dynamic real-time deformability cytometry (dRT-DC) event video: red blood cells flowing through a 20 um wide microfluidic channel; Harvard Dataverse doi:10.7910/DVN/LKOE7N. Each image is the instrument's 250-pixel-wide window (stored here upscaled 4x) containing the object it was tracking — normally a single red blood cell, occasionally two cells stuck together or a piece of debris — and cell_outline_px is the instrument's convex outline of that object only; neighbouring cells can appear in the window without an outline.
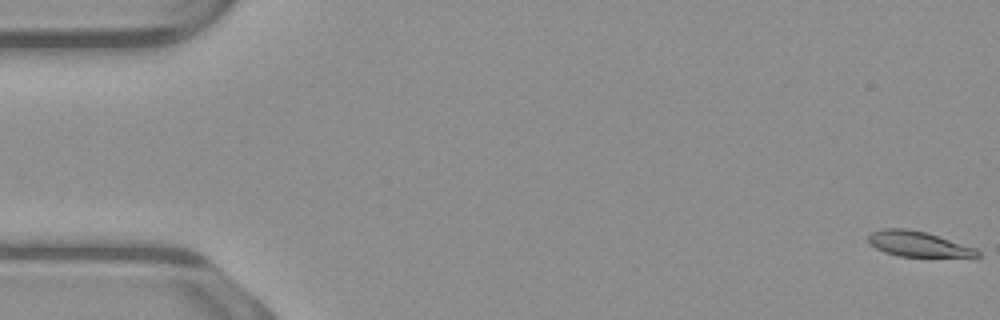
{"species": "common noctule bat (a hibernating species)", "species_latin": "Nyctalus noctula", "temperature_condition": "warm", "stored_images_in_passage": 54, "camera_frame_rate_fps": 3000, "um_per_image_px": 0.085, "animal": {"sex": "male", "body_mass_g": 23.1, "forearm_length_mm": 52.7}, "frame": {"image": 1, "passage_image": 1, "time_ms": 0.0, "image_size_px": [1000, 320], "cell_outline_px": [[980, 256], [976, 260], [972, 260], [900, 256], [884, 252], [868, 244], [868, 236], [872, 232], [884, 228], [904, 228], [924, 232], [976, 248], [980, 252]], "centroid_in_image_um": [78.19, 20.81], "position_along_channel_um": 6.8, "area_um2": 16.94}}
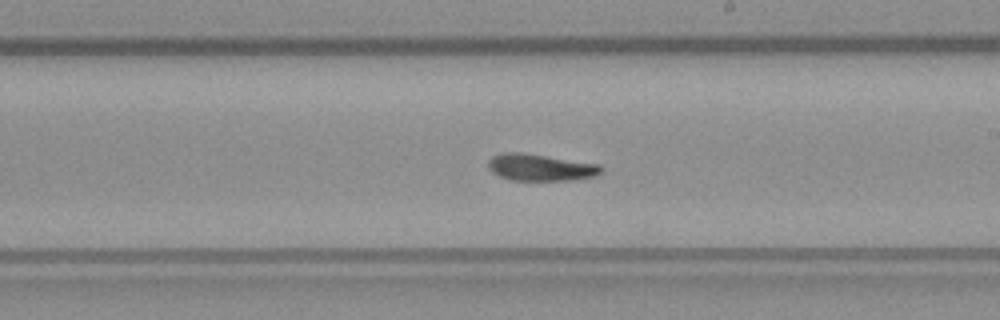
{"frame": {"image": 2, "passage_image": 31, "time_ms": 10.0, "image_size_px": [1000, 320], "cell_outline_px": [[604, 168], [596, 176], [572, 180], [508, 180], [492, 172], [488, 168], [488, 160], [492, 156], [504, 152], [524, 152], [600, 164]], "centroid_in_image_um": [45.93, 14.22], "position_along_channel_um": 243.1, "area_um2": 17.86}}
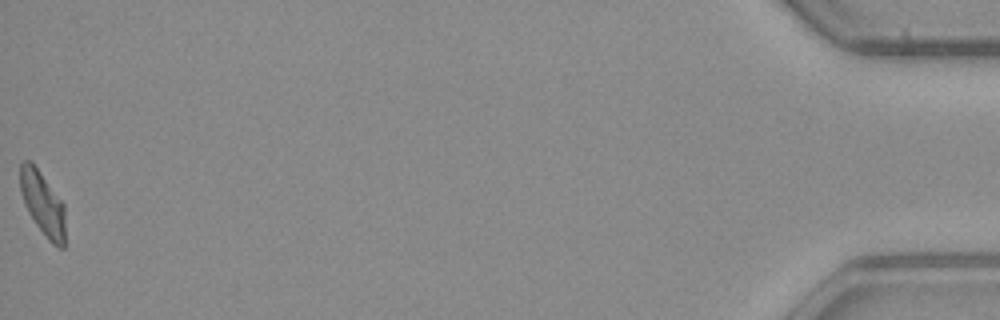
{"frame": {"image": 3, "passage_image": 54, "time_ms": 17.667, "image_size_px": [1000, 320], "cell_outline_px": [[64, 248], [60, 248], [52, 244], [48, 240], [36, 224], [28, 212], [24, 204], [20, 188], [20, 164], [24, 160], [32, 160], [64, 204]], "centroid_in_image_um": [3.61, 17.27], "position_along_channel_um": 431.6, "area_um2": 16.76}, "authors_computed_cell_mechanics": {"area_um2": 17.7446, "velocity_mm_per_s": 3.8795, "shape_relaxation_time_tau1_ms": 3.6337, "shape_relaxation_time_tau2_ms": 3.5731, "deformation_change_tau1": 0.1866, "deformation_change_tau2": 0.1031}}